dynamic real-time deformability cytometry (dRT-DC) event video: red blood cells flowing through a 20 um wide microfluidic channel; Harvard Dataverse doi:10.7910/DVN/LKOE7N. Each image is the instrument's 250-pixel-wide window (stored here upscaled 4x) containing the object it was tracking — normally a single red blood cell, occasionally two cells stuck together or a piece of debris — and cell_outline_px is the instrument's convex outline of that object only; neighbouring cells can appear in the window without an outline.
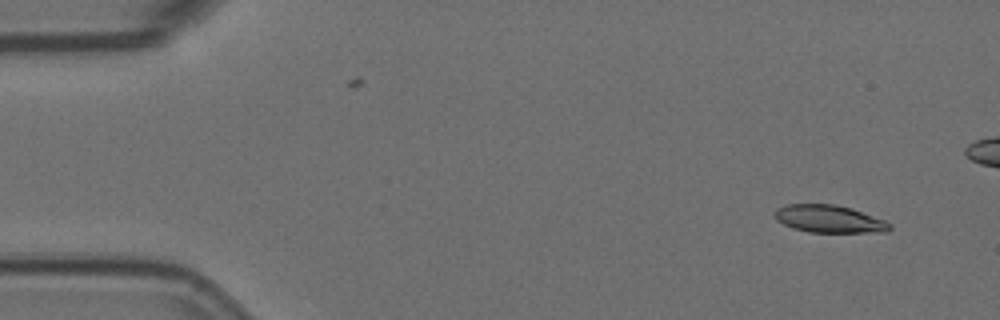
{"species": "Egyptian fruit bat (a non-hibernating species)", "species_latin": "Rousettus aegyptiacus", "temperature_condition": "room temperature", "stored_images_in_passage": 57, "camera_frame_rate_fps": 3000, "um_per_image_px": 0.085, "animal": {"sex": "female"}, "frame": {"image": 1, "passage_image": 4, "time_ms": 1.0, "image_size_px": [1000, 320], "cell_outline_px": [[892, 228], [884, 232], [808, 232], [792, 228], [776, 220], [772, 212], [776, 208], [788, 204], [836, 204], [852, 208], [884, 220], [892, 224]], "centroid_in_image_um": [70.45, 18.6], "position_along_channel_um": 14.6, "area_um2": 18.61}}
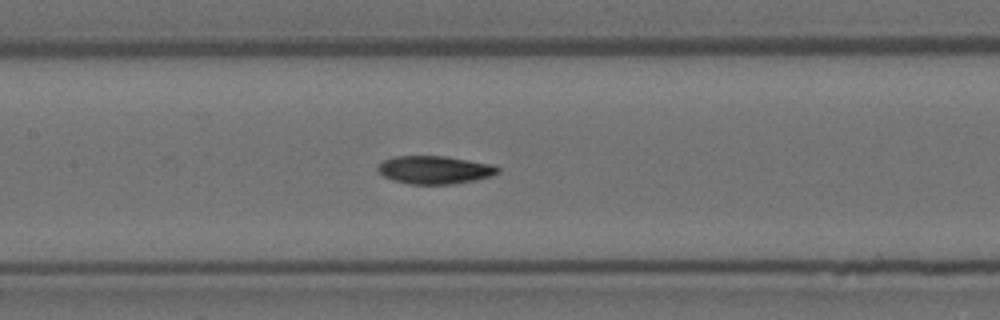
{"frame": {"image": 2, "passage_image": 26, "time_ms": 8.333, "image_size_px": [1000, 320], "cell_outline_px": [[500, 172], [492, 176], [476, 180], [452, 184], [408, 184], [392, 180], [384, 176], [376, 168], [384, 160], [396, 156], [444, 156], [492, 164], [500, 168]], "centroid_in_image_um": [36.97, 14.44], "position_along_channel_um": 170.4, "area_um2": 19.59}}
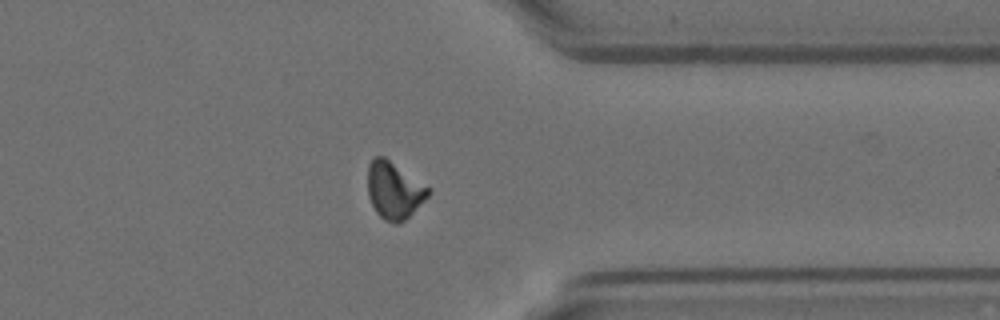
{"frame": {"image": 3, "passage_image": 44, "time_ms": 14.333, "image_size_px": [1000, 320], "cell_outline_px": [[432, 192], [400, 224], [396, 224], [384, 220], [376, 212], [368, 196], [368, 164], [376, 156], [384, 156], [432, 188]], "centroid_in_image_um": [33.51, 16.17], "position_along_channel_um": 377.9, "area_um2": 20.17}, "authors_computed_cell_mechanics": {"area_um2": 19.5942, "velocity_mm_per_s": 3.5865, "shape_relaxation_time_tau1_ms": 9.4462, "shape_relaxation_time_tau2_ms": 4.0597, "deformation_change_tau1": 0.2404, "deformation_change_tau2": 0.0962}}